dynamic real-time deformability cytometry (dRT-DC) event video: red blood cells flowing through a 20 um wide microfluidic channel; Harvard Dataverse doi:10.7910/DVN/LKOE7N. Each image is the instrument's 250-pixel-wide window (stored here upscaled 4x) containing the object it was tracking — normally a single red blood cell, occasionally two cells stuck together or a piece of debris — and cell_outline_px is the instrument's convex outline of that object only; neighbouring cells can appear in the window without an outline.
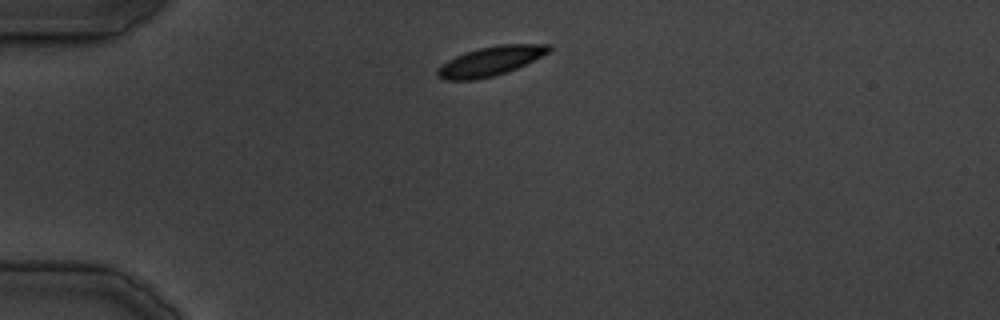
{"species": "common noctule bat (a hibernating species)", "species_latin": "Nyctalus noctula", "temperature_condition": "cold", "stored_images_in_passage": 31, "camera_frame_rate_fps": 3000, "um_per_image_px": 0.085, "animal": {"sex": "male", "body_mass_g": 19.5, "forearm_length_mm": 54.6}, "frame": {"image": 1, "passage_image": 1, "time_ms": 0.0, "image_size_px": [1000, 320], "cell_outline_px": [[552, 48], [548, 52], [516, 68], [492, 76], [476, 80], [444, 80], [436, 76], [436, 72], [448, 60], [456, 56], [480, 48], [500, 44], [548, 44]], "centroid_in_image_um": [41.67, 5.2], "position_along_channel_um": 43.3, "area_um2": 18.5}}
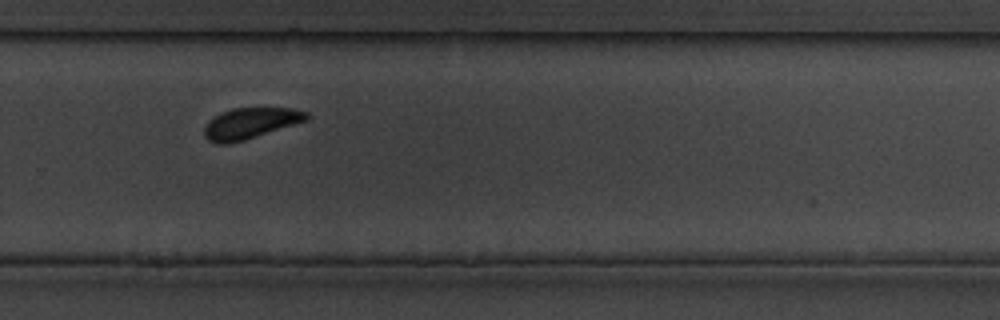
{"frame": {"image": 2, "passage_image": 19, "time_ms": 20.667, "image_size_px": [1000, 320], "cell_outline_px": [[312, 116], [308, 120], [244, 140], [228, 144], [216, 144], [208, 140], [204, 136], [204, 128], [208, 120], [220, 112], [232, 108], [292, 108], [308, 112]], "centroid_in_image_um": [21.27, 10.47], "position_along_channel_um": 308.5, "area_um2": 18.61}}
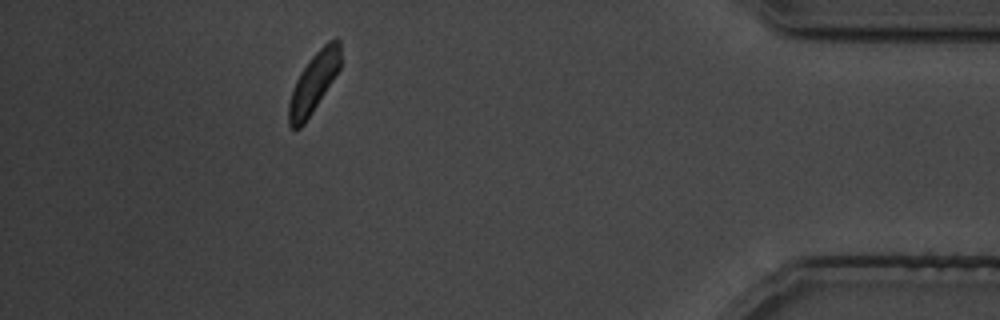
{"frame": {"image": 3, "passage_image": 27, "time_ms": 30.667, "image_size_px": [1000, 320], "cell_outline_px": [[340, 68], [312, 112], [304, 124], [300, 128], [292, 128], [288, 124], [288, 104], [296, 80], [300, 72], [312, 56], [328, 40], [336, 36], [340, 40]], "centroid_in_image_um": [26.66, 7.0], "position_along_channel_um": 408.5, "area_um2": 17.8}}